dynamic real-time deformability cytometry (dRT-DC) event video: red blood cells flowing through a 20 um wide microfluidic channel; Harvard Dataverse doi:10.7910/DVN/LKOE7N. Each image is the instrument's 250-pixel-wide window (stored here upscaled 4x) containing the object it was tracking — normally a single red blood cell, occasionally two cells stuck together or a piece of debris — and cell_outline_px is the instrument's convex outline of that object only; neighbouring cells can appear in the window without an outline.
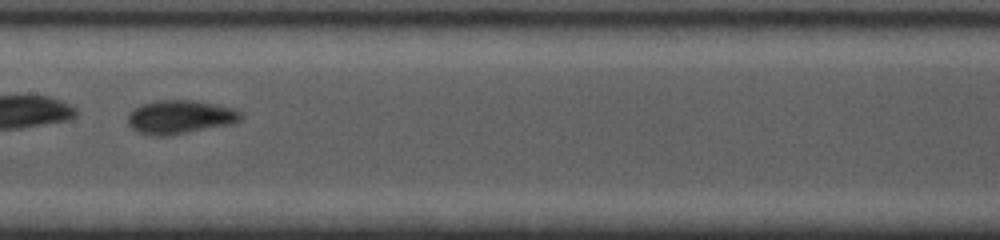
{"species": "common noctule bat (a hibernating species)", "species_latin": "Nyctalus noctula", "temperature_condition": "cold", "stored_images_in_passage": 8, "camera_frame_rate_fps": 5000, "um_per_image_px": 0.085, "animal": {"sex": "female", "body_mass_g": 19.0, "forearm_length_mm": 53.3}, "frame": {"image": 1, "passage_image": 5, "time_ms": 5.0, "image_size_px": [1000, 240], "cell_outline_px": [[244, 116], [240, 120], [232, 124], [168, 136], [152, 136], [136, 132], [128, 124], [128, 112], [140, 104], [156, 100], [192, 100], [216, 104], [232, 108], [244, 112]], "centroid_in_image_um": [15.3, 9.95], "position_along_channel_um": 192.1, "area_um2": 22.54}}
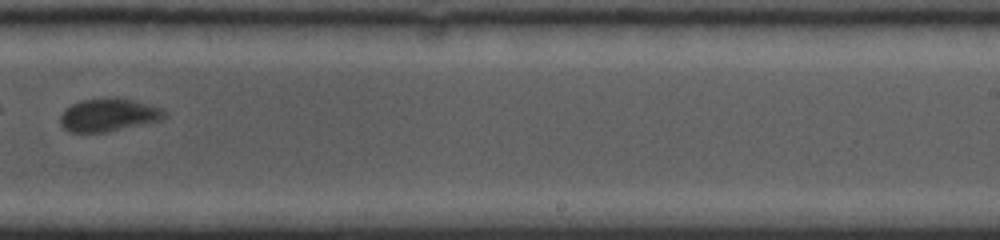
{"frame": {"image": 2, "passage_image": 7, "time_ms": 7.4, "image_size_px": [1000, 240], "cell_outline_px": [[168, 116], [160, 120], [104, 132], [72, 132], [64, 128], [60, 124], [60, 116], [72, 104], [84, 100], [132, 100], [164, 108], [168, 112]], "centroid_in_image_um": [9.27, 9.8], "position_along_channel_um": 279.7, "area_um2": 19.19}}
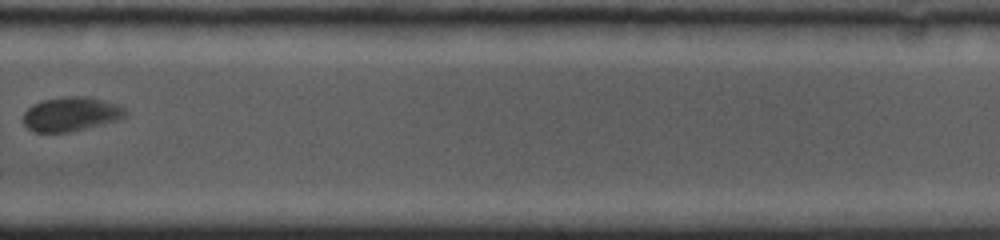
{"frame": {"image": 3, "passage_image": 8, "time_ms": 8.6, "image_size_px": [1000, 240], "cell_outline_px": [[128, 116], [120, 120], [68, 132], [32, 132], [24, 124], [24, 112], [32, 104], [44, 100], [64, 96], [84, 96], [124, 104], [128, 112]], "centroid_in_image_um": [6.12, 9.68], "position_along_channel_um": 323.7, "area_um2": 20.75}}